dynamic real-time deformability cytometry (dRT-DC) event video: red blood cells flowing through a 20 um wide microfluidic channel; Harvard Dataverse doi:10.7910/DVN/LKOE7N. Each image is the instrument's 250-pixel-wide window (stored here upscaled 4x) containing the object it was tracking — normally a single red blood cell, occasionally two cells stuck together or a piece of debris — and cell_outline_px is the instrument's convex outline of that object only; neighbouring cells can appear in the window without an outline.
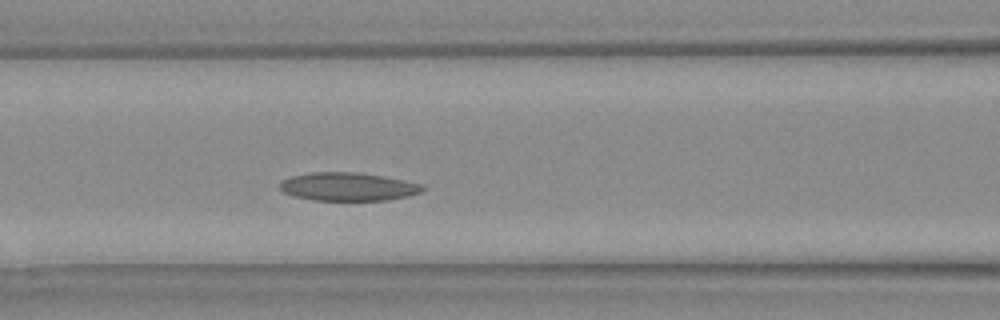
{"species": "Egyptian fruit bat (a non-hibernating species)", "species_latin": "Rousettus aegyptiacus", "temperature_condition": "warm", "stored_images_in_passage": 16, "camera_frame_rate_fps": 3000, "um_per_image_px": 0.085, "animal": {"sex": "female"}, "frame": {"image": 1, "passage_image": 10, "time_ms": 3.0, "image_size_px": [1000, 320], "cell_outline_px": [[428, 188], [424, 192], [408, 196], [388, 200], [312, 200], [292, 196], [280, 192], [280, 180], [292, 176], [312, 172], [356, 172], [384, 176], [404, 180], [420, 184]], "centroid_in_image_um": [29.58, 15.87], "position_along_channel_um": 137.0, "area_um2": 23.81}}